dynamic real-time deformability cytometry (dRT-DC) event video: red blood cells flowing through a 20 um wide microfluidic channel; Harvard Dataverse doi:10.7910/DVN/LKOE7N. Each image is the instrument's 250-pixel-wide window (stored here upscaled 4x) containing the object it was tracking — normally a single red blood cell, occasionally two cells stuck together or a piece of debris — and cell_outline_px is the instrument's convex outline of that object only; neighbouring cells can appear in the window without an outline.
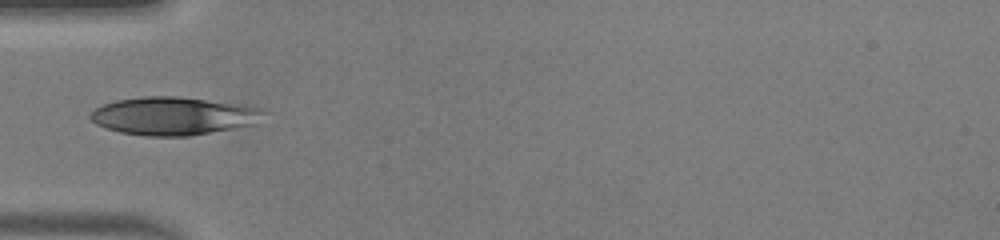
{"species": "human", "species_latin": "Homo sapiens", "temperature_condition": "warm", "stored_images_in_passage": 34, "camera_frame_rate_fps": 3000, "um_per_image_px": 0.085, "donor": {"sex": "male"}, "frame": {"image": 1, "passage_image": 1, "time_ms": 0.0, "image_size_px": [1000, 240], "cell_outline_px": [[272, 112], [260, 124], [192, 136], [148, 136], [120, 132], [104, 128], [96, 124], [88, 116], [96, 108], [104, 104], [116, 100], [144, 96], [180, 96], [252, 104], [264, 108]], "centroid_in_image_um": [14.96, 9.84], "position_along_channel_um": 70.0, "area_um2": 39.88}}
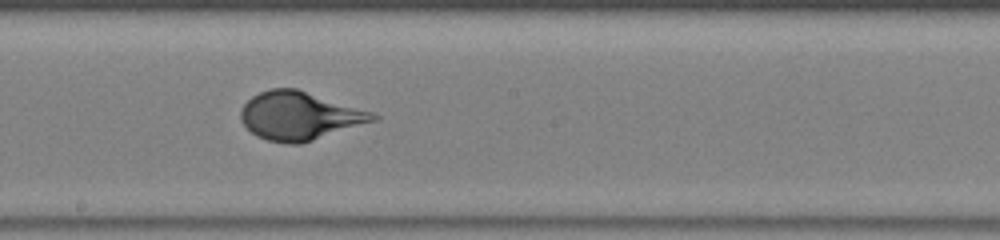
{"frame": {"image": 2, "passage_image": 12, "time_ms": 3.667, "image_size_px": [1000, 240], "cell_outline_px": [[380, 116], [376, 120], [300, 144], [288, 144], [268, 140], [256, 136], [240, 120], [240, 112], [244, 104], [252, 96], [260, 92], [272, 88], [296, 88], [372, 112]], "centroid_in_image_um": [25.43, 9.85], "position_along_channel_um": 222.8, "area_um2": 36.76}}
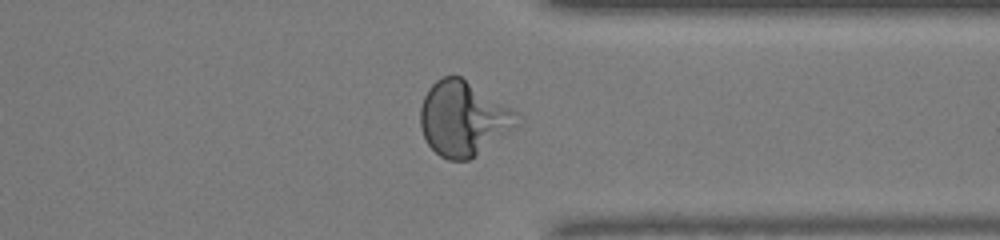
{"frame": {"image": 3, "passage_image": 23, "time_ms": 7.333, "image_size_px": [1000, 240], "cell_outline_px": [[520, 124], [516, 128], [468, 160], [448, 160], [440, 156], [428, 144], [420, 128], [420, 108], [424, 96], [428, 88], [436, 80], [444, 76], [460, 76], [516, 112]], "centroid_in_image_um": [39.35, 10.09], "position_along_channel_um": 372.1, "area_um2": 41.5}}